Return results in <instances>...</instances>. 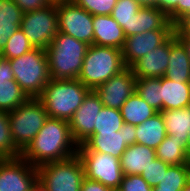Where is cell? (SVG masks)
<instances>
[{
  "label": "cell",
  "mask_w": 190,
  "mask_h": 191,
  "mask_svg": "<svg viewBox=\"0 0 190 191\" xmlns=\"http://www.w3.org/2000/svg\"><path fill=\"white\" fill-rule=\"evenodd\" d=\"M77 148L68 121L48 117L34 139L21 152V157L38 167L47 162L68 159L77 154Z\"/></svg>",
  "instance_id": "6da1fadb"
},
{
  "label": "cell",
  "mask_w": 190,
  "mask_h": 191,
  "mask_svg": "<svg viewBox=\"0 0 190 191\" xmlns=\"http://www.w3.org/2000/svg\"><path fill=\"white\" fill-rule=\"evenodd\" d=\"M89 45L58 32L46 48L51 79H77Z\"/></svg>",
  "instance_id": "7a4b0ae2"
},
{
  "label": "cell",
  "mask_w": 190,
  "mask_h": 191,
  "mask_svg": "<svg viewBox=\"0 0 190 191\" xmlns=\"http://www.w3.org/2000/svg\"><path fill=\"white\" fill-rule=\"evenodd\" d=\"M90 91L78 79H51L38 98L50 118L69 121Z\"/></svg>",
  "instance_id": "3957f363"
},
{
  "label": "cell",
  "mask_w": 190,
  "mask_h": 191,
  "mask_svg": "<svg viewBox=\"0 0 190 191\" xmlns=\"http://www.w3.org/2000/svg\"><path fill=\"white\" fill-rule=\"evenodd\" d=\"M126 68L121 49L92 44L87 49L77 79L90 90H95Z\"/></svg>",
  "instance_id": "277c9868"
},
{
  "label": "cell",
  "mask_w": 190,
  "mask_h": 191,
  "mask_svg": "<svg viewBox=\"0 0 190 191\" xmlns=\"http://www.w3.org/2000/svg\"><path fill=\"white\" fill-rule=\"evenodd\" d=\"M9 61L21 89L29 98H38L51 80L46 49L34 48Z\"/></svg>",
  "instance_id": "5b68a950"
},
{
  "label": "cell",
  "mask_w": 190,
  "mask_h": 191,
  "mask_svg": "<svg viewBox=\"0 0 190 191\" xmlns=\"http://www.w3.org/2000/svg\"><path fill=\"white\" fill-rule=\"evenodd\" d=\"M48 117L39 98H28L16 109L9 111L11 136L21 152L34 139Z\"/></svg>",
  "instance_id": "8992f818"
},
{
  "label": "cell",
  "mask_w": 190,
  "mask_h": 191,
  "mask_svg": "<svg viewBox=\"0 0 190 191\" xmlns=\"http://www.w3.org/2000/svg\"><path fill=\"white\" fill-rule=\"evenodd\" d=\"M37 169L38 178L48 191H80L85 178L83 164L77 154L65 160L47 162Z\"/></svg>",
  "instance_id": "52a82bcc"
},
{
  "label": "cell",
  "mask_w": 190,
  "mask_h": 191,
  "mask_svg": "<svg viewBox=\"0 0 190 191\" xmlns=\"http://www.w3.org/2000/svg\"><path fill=\"white\" fill-rule=\"evenodd\" d=\"M77 155L82 161L87 179L101 182L115 191L119 188L123 178L119 158L108 153L89 151L82 144L77 148Z\"/></svg>",
  "instance_id": "ba28073f"
},
{
  "label": "cell",
  "mask_w": 190,
  "mask_h": 191,
  "mask_svg": "<svg viewBox=\"0 0 190 191\" xmlns=\"http://www.w3.org/2000/svg\"><path fill=\"white\" fill-rule=\"evenodd\" d=\"M20 29L34 48L46 49L59 32L56 3L25 12Z\"/></svg>",
  "instance_id": "9c48e42d"
},
{
  "label": "cell",
  "mask_w": 190,
  "mask_h": 191,
  "mask_svg": "<svg viewBox=\"0 0 190 191\" xmlns=\"http://www.w3.org/2000/svg\"><path fill=\"white\" fill-rule=\"evenodd\" d=\"M59 32L89 46L94 44L93 15L73 1L56 3Z\"/></svg>",
  "instance_id": "30bf717a"
},
{
  "label": "cell",
  "mask_w": 190,
  "mask_h": 191,
  "mask_svg": "<svg viewBox=\"0 0 190 191\" xmlns=\"http://www.w3.org/2000/svg\"><path fill=\"white\" fill-rule=\"evenodd\" d=\"M37 179V167L21 156L0 159V191H30Z\"/></svg>",
  "instance_id": "8fae6325"
},
{
  "label": "cell",
  "mask_w": 190,
  "mask_h": 191,
  "mask_svg": "<svg viewBox=\"0 0 190 191\" xmlns=\"http://www.w3.org/2000/svg\"><path fill=\"white\" fill-rule=\"evenodd\" d=\"M135 143V125L124 123L114 133H93L82 145L89 151L108 153L120 159L126 148Z\"/></svg>",
  "instance_id": "7c38bea8"
},
{
  "label": "cell",
  "mask_w": 190,
  "mask_h": 191,
  "mask_svg": "<svg viewBox=\"0 0 190 191\" xmlns=\"http://www.w3.org/2000/svg\"><path fill=\"white\" fill-rule=\"evenodd\" d=\"M102 108L99 96L91 90L68 121L71 136L78 146L93 135L97 115Z\"/></svg>",
  "instance_id": "4fadbf2b"
},
{
  "label": "cell",
  "mask_w": 190,
  "mask_h": 191,
  "mask_svg": "<svg viewBox=\"0 0 190 191\" xmlns=\"http://www.w3.org/2000/svg\"><path fill=\"white\" fill-rule=\"evenodd\" d=\"M174 30H151L126 37L122 51L125 66L130 68L136 61L164 44Z\"/></svg>",
  "instance_id": "5bb4252c"
},
{
  "label": "cell",
  "mask_w": 190,
  "mask_h": 191,
  "mask_svg": "<svg viewBox=\"0 0 190 191\" xmlns=\"http://www.w3.org/2000/svg\"><path fill=\"white\" fill-rule=\"evenodd\" d=\"M136 77L130 68L111 77L94 91L104 107L121 109L124 102L135 92Z\"/></svg>",
  "instance_id": "9a60e30c"
},
{
  "label": "cell",
  "mask_w": 190,
  "mask_h": 191,
  "mask_svg": "<svg viewBox=\"0 0 190 191\" xmlns=\"http://www.w3.org/2000/svg\"><path fill=\"white\" fill-rule=\"evenodd\" d=\"M170 57V38L136 61L130 69L136 78H161L168 68Z\"/></svg>",
  "instance_id": "2e32d148"
},
{
  "label": "cell",
  "mask_w": 190,
  "mask_h": 191,
  "mask_svg": "<svg viewBox=\"0 0 190 191\" xmlns=\"http://www.w3.org/2000/svg\"><path fill=\"white\" fill-rule=\"evenodd\" d=\"M29 97L15 81L10 61L0 59V110L12 111Z\"/></svg>",
  "instance_id": "e0dca14e"
},
{
  "label": "cell",
  "mask_w": 190,
  "mask_h": 191,
  "mask_svg": "<svg viewBox=\"0 0 190 191\" xmlns=\"http://www.w3.org/2000/svg\"><path fill=\"white\" fill-rule=\"evenodd\" d=\"M151 30H174V24L157 7H141L129 22V36Z\"/></svg>",
  "instance_id": "ac0fdd59"
},
{
  "label": "cell",
  "mask_w": 190,
  "mask_h": 191,
  "mask_svg": "<svg viewBox=\"0 0 190 191\" xmlns=\"http://www.w3.org/2000/svg\"><path fill=\"white\" fill-rule=\"evenodd\" d=\"M94 45L122 49L125 35L122 27L111 15H95L93 17Z\"/></svg>",
  "instance_id": "d6986e66"
},
{
  "label": "cell",
  "mask_w": 190,
  "mask_h": 191,
  "mask_svg": "<svg viewBox=\"0 0 190 191\" xmlns=\"http://www.w3.org/2000/svg\"><path fill=\"white\" fill-rule=\"evenodd\" d=\"M155 150L135 143L128 146L120 158L123 175H141L156 158Z\"/></svg>",
  "instance_id": "ffe728a7"
},
{
  "label": "cell",
  "mask_w": 190,
  "mask_h": 191,
  "mask_svg": "<svg viewBox=\"0 0 190 191\" xmlns=\"http://www.w3.org/2000/svg\"><path fill=\"white\" fill-rule=\"evenodd\" d=\"M164 77L177 83H189L190 59L183 44L175 34L170 37V57Z\"/></svg>",
  "instance_id": "44dd1931"
},
{
  "label": "cell",
  "mask_w": 190,
  "mask_h": 191,
  "mask_svg": "<svg viewBox=\"0 0 190 191\" xmlns=\"http://www.w3.org/2000/svg\"><path fill=\"white\" fill-rule=\"evenodd\" d=\"M167 135L183 142L190 154V105L185 108L162 110Z\"/></svg>",
  "instance_id": "7402d4cb"
},
{
  "label": "cell",
  "mask_w": 190,
  "mask_h": 191,
  "mask_svg": "<svg viewBox=\"0 0 190 191\" xmlns=\"http://www.w3.org/2000/svg\"><path fill=\"white\" fill-rule=\"evenodd\" d=\"M161 98L162 110L185 108L190 105V85L161 77Z\"/></svg>",
  "instance_id": "603a6c76"
},
{
  "label": "cell",
  "mask_w": 190,
  "mask_h": 191,
  "mask_svg": "<svg viewBox=\"0 0 190 191\" xmlns=\"http://www.w3.org/2000/svg\"><path fill=\"white\" fill-rule=\"evenodd\" d=\"M136 143L156 149L167 136L161 112L155 113L143 123L135 126Z\"/></svg>",
  "instance_id": "cb8c5ba5"
},
{
  "label": "cell",
  "mask_w": 190,
  "mask_h": 191,
  "mask_svg": "<svg viewBox=\"0 0 190 191\" xmlns=\"http://www.w3.org/2000/svg\"><path fill=\"white\" fill-rule=\"evenodd\" d=\"M24 12L13 0H0V53L20 28Z\"/></svg>",
  "instance_id": "d4e9b609"
},
{
  "label": "cell",
  "mask_w": 190,
  "mask_h": 191,
  "mask_svg": "<svg viewBox=\"0 0 190 191\" xmlns=\"http://www.w3.org/2000/svg\"><path fill=\"white\" fill-rule=\"evenodd\" d=\"M120 111L124 123L135 126L157 113L136 91L124 102Z\"/></svg>",
  "instance_id": "484cf974"
},
{
  "label": "cell",
  "mask_w": 190,
  "mask_h": 191,
  "mask_svg": "<svg viewBox=\"0 0 190 191\" xmlns=\"http://www.w3.org/2000/svg\"><path fill=\"white\" fill-rule=\"evenodd\" d=\"M158 159L169 165L188 164L190 154L187 147L175 139V136L167 135L155 149Z\"/></svg>",
  "instance_id": "4316f807"
},
{
  "label": "cell",
  "mask_w": 190,
  "mask_h": 191,
  "mask_svg": "<svg viewBox=\"0 0 190 191\" xmlns=\"http://www.w3.org/2000/svg\"><path fill=\"white\" fill-rule=\"evenodd\" d=\"M188 182V164L170 165L153 191H182Z\"/></svg>",
  "instance_id": "83f0119b"
},
{
  "label": "cell",
  "mask_w": 190,
  "mask_h": 191,
  "mask_svg": "<svg viewBox=\"0 0 190 191\" xmlns=\"http://www.w3.org/2000/svg\"><path fill=\"white\" fill-rule=\"evenodd\" d=\"M135 91L157 112L162 111L161 78H136Z\"/></svg>",
  "instance_id": "f1b7e54d"
},
{
  "label": "cell",
  "mask_w": 190,
  "mask_h": 191,
  "mask_svg": "<svg viewBox=\"0 0 190 191\" xmlns=\"http://www.w3.org/2000/svg\"><path fill=\"white\" fill-rule=\"evenodd\" d=\"M124 124L121 111L115 108L104 107L97 115L94 133H114Z\"/></svg>",
  "instance_id": "f546056e"
},
{
  "label": "cell",
  "mask_w": 190,
  "mask_h": 191,
  "mask_svg": "<svg viewBox=\"0 0 190 191\" xmlns=\"http://www.w3.org/2000/svg\"><path fill=\"white\" fill-rule=\"evenodd\" d=\"M20 156L21 151L15 146L11 136L9 112L0 110V159Z\"/></svg>",
  "instance_id": "4dcf8cb0"
},
{
  "label": "cell",
  "mask_w": 190,
  "mask_h": 191,
  "mask_svg": "<svg viewBox=\"0 0 190 191\" xmlns=\"http://www.w3.org/2000/svg\"><path fill=\"white\" fill-rule=\"evenodd\" d=\"M141 6L135 0H117L111 17L122 27L125 37H129V22Z\"/></svg>",
  "instance_id": "1f68e13d"
},
{
  "label": "cell",
  "mask_w": 190,
  "mask_h": 191,
  "mask_svg": "<svg viewBox=\"0 0 190 191\" xmlns=\"http://www.w3.org/2000/svg\"><path fill=\"white\" fill-rule=\"evenodd\" d=\"M34 49L25 33L19 28L7 41L0 55L8 60L22 56Z\"/></svg>",
  "instance_id": "d6a6232c"
},
{
  "label": "cell",
  "mask_w": 190,
  "mask_h": 191,
  "mask_svg": "<svg viewBox=\"0 0 190 191\" xmlns=\"http://www.w3.org/2000/svg\"><path fill=\"white\" fill-rule=\"evenodd\" d=\"M91 15H111L117 0H72Z\"/></svg>",
  "instance_id": "836d02e7"
},
{
  "label": "cell",
  "mask_w": 190,
  "mask_h": 191,
  "mask_svg": "<svg viewBox=\"0 0 190 191\" xmlns=\"http://www.w3.org/2000/svg\"><path fill=\"white\" fill-rule=\"evenodd\" d=\"M169 166V164L156 157L147 169L142 171L141 176L151 188H154L160 183Z\"/></svg>",
  "instance_id": "e575fe53"
},
{
  "label": "cell",
  "mask_w": 190,
  "mask_h": 191,
  "mask_svg": "<svg viewBox=\"0 0 190 191\" xmlns=\"http://www.w3.org/2000/svg\"><path fill=\"white\" fill-rule=\"evenodd\" d=\"M116 191H153L141 175H123Z\"/></svg>",
  "instance_id": "d590c367"
},
{
  "label": "cell",
  "mask_w": 190,
  "mask_h": 191,
  "mask_svg": "<svg viewBox=\"0 0 190 191\" xmlns=\"http://www.w3.org/2000/svg\"><path fill=\"white\" fill-rule=\"evenodd\" d=\"M19 8L25 13L42 9L51 4L50 0H13Z\"/></svg>",
  "instance_id": "8d00e7d4"
},
{
  "label": "cell",
  "mask_w": 190,
  "mask_h": 191,
  "mask_svg": "<svg viewBox=\"0 0 190 191\" xmlns=\"http://www.w3.org/2000/svg\"><path fill=\"white\" fill-rule=\"evenodd\" d=\"M189 12L190 0H179L177 7L167 17L174 24L180 17Z\"/></svg>",
  "instance_id": "74e56055"
},
{
  "label": "cell",
  "mask_w": 190,
  "mask_h": 191,
  "mask_svg": "<svg viewBox=\"0 0 190 191\" xmlns=\"http://www.w3.org/2000/svg\"><path fill=\"white\" fill-rule=\"evenodd\" d=\"M175 35H190V12L184 14L174 23Z\"/></svg>",
  "instance_id": "f35d334b"
},
{
  "label": "cell",
  "mask_w": 190,
  "mask_h": 191,
  "mask_svg": "<svg viewBox=\"0 0 190 191\" xmlns=\"http://www.w3.org/2000/svg\"><path fill=\"white\" fill-rule=\"evenodd\" d=\"M80 191H115L103 185L101 182L89 180L86 177L83 179Z\"/></svg>",
  "instance_id": "ab89813d"
},
{
  "label": "cell",
  "mask_w": 190,
  "mask_h": 191,
  "mask_svg": "<svg viewBox=\"0 0 190 191\" xmlns=\"http://www.w3.org/2000/svg\"><path fill=\"white\" fill-rule=\"evenodd\" d=\"M141 7H157L164 12V0H135Z\"/></svg>",
  "instance_id": "60d3db41"
},
{
  "label": "cell",
  "mask_w": 190,
  "mask_h": 191,
  "mask_svg": "<svg viewBox=\"0 0 190 191\" xmlns=\"http://www.w3.org/2000/svg\"><path fill=\"white\" fill-rule=\"evenodd\" d=\"M186 49L188 58L190 59V35H175Z\"/></svg>",
  "instance_id": "b9f144b4"
},
{
  "label": "cell",
  "mask_w": 190,
  "mask_h": 191,
  "mask_svg": "<svg viewBox=\"0 0 190 191\" xmlns=\"http://www.w3.org/2000/svg\"><path fill=\"white\" fill-rule=\"evenodd\" d=\"M179 0H164V13L168 16L176 7Z\"/></svg>",
  "instance_id": "7bdbcfd3"
},
{
  "label": "cell",
  "mask_w": 190,
  "mask_h": 191,
  "mask_svg": "<svg viewBox=\"0 0 190 191\" xmlns=\"http://www.w3.org/2000/svg\"><path fill=\"white\" fill-rule=\"evenodd\" d=\"M30 191H48L47 187L43 184V182L38 178L35 183L32 185Z\"/></svg>",
  "instance_id": "ee69618b"
},
{
  "label": "cell",
  "mask_w": 190,
  "mask_h": 191,
  "mask_svg": "<svg viewBox=\"0 0 190 191\" xmlns=\"http://www.w3.org/2000/svg\"><path fill=\"white\" fill-rule=\"evenodd\" d=\"M72 0H50L51 3H59V2H69Z\"/></svg>",
  "instance_id": "f6af8a7d"
},
{
  "label": "cell",
  "mask_w": 190,
  "mask_h": 191,
  "mask_svg": "<svg viewBox=\"0 0 190 191\" xmlns=\"http://www.w3.org/2000/svg\"><path fill=\"white\" fill-rule=\"evenodd\" d=\"M182 191H190V181L186 184Z\"/></svg>",
  "instance_id": "bcb514c9"
},
{
  "label": "cell",
  "mask_w": 190,
  "mask_h": 191,
  "mask_svg": "<svg viewBox=\"0 0 190 191\" xmlns=\"http://www.w3.org/2000/svg\"><path fill=\"white\" fill-rule=\"evenodd\" d=\"M188 168H189V181H190V157H189V161H188Z\"/></svg>",
  "instance_id": "7dc6e473"
}]
</instances>
